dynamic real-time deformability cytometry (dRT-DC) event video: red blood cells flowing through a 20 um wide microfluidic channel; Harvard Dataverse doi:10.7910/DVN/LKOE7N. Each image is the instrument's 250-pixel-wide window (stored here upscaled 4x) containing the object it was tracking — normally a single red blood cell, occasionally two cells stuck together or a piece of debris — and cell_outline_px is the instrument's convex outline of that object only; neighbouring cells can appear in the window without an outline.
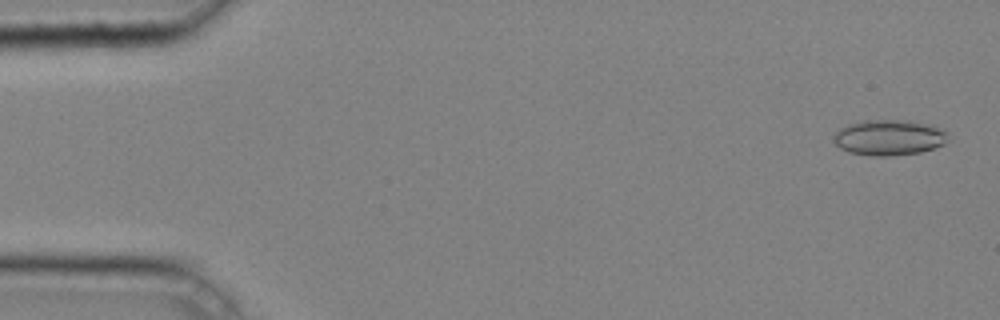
{"species": "common noctule bat (a hibernating species)", "species_latin": "Nyctalus noctula", "temperature_condition": "cold", "stored_images_in_passage": 43, "camera_frame_rate_fps": 3000, "um_per_image_px": 0.085, "animal": {"sex": "male", "body_mass_g": 20.4}, "frame": {"image": 1, "passage_image": 2, "time_ms": 0.333, "image_size_px": [1000, 320], "cell_outline_px": [[948, 140], [944, 144], [920, 152], [892, 156], [868, 156], [848, 152], [840, 148], [832, 140], [832, 136], [840, 128], [848, 124], [864, 120], [908, 120], [932, 124], [948, 132]], "centroid_in_image_um": [75.56, 11.69], "position_along_channel_um": 9.4, "area_um2": 24.1}}
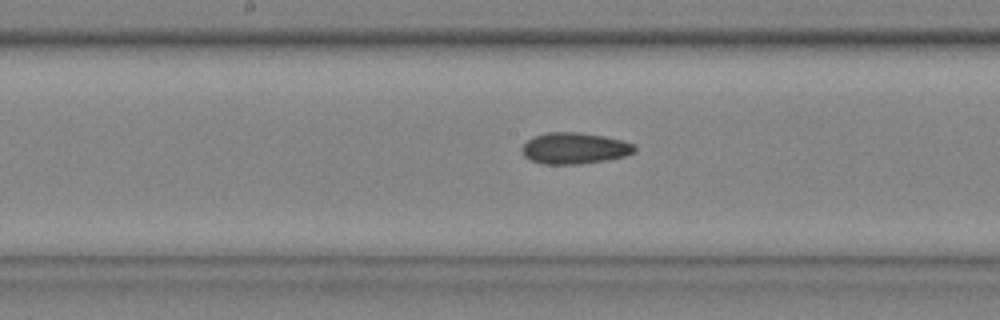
{"frame": {"image": 2, "passage_image": 24, "time_ms": 7.667, "image_size_px": [1000, 320], "cell_outline_px": [[636, 152], [624, 156], [608, 160], [576, 164], [544, 164], [532, 160], [524, 156], [524, 144], [532, 136], [548, 132], [580, 132], [604, 136], [636, 144]], "centroid_in_image_um": [48.88, 12.59], "position_along_channel_um": 199.3, "area_um2": 20.46}}
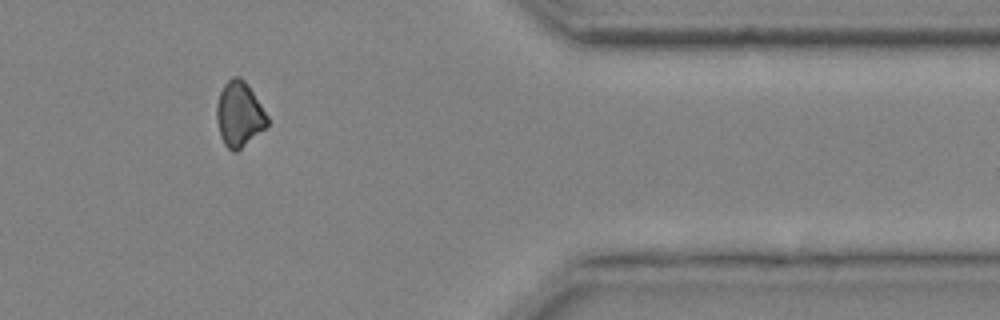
{"frame": {"image": 3, "passage_image": 39, "time_ms": 12.667, "image_size_px": [1000, 320], "cell_outline_px": [[268, 124], [264, 128], [236, 152], [232, 152], [224, 144], [220, 136], [216, 120], [216, 104], [220, 92], [224, 84], [232, 76], [240, 76], [244, 80], [268, 116]], "centroid_in_image_um": [20.3, 9.71], "position_along_channel_um": 391.1, "area_um2": 19.02}, "authors_computed_cell_mechanics": {"area_um2": 20.7502, "velocity_mm_per_s": 4.2982, "shape_relaxation_time_tau1_ms": null, "shape_relaxation_time_tau2_ms": 4.9312, "deformation_change_tau1": null, "deformation_change_tau2": 0.0898}}